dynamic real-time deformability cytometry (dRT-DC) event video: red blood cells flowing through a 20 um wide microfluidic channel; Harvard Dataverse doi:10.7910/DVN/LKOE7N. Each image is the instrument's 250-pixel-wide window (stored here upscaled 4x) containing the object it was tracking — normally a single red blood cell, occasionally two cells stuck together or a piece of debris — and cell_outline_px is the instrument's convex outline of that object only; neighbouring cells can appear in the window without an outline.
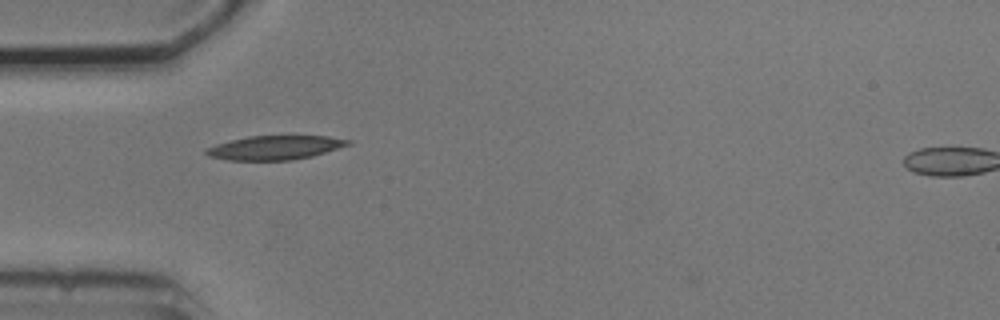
{"species": "common noctule bat (a hibernating species)", "species_latin": "Nyctalus noctula", "temperature_condition": "cold", "stored_images_in_passage": 4, "camera_frame_rate_fps": 3000, "um_per_image_px": 0.085, "animal": {"sex": "male", "body_mass_g": 20.5, "forearm_length_mm": 52.5}, "frame": {"image": 1, "passage_image": 3, "time_ms": 3.333, "image_size_px": [1000, 320], "cell_outline_px": [[352, 144], [312, 156], [292, 160], [228, 160], [208, 156], [204, 152], [204, 148], [216, 144], [248, 136], [328, 136], [352, 140]], "centroid_in_image_um": [23.37, 12.55], "position_along_channel_um": 61.6, "area_um2": 19.88}}
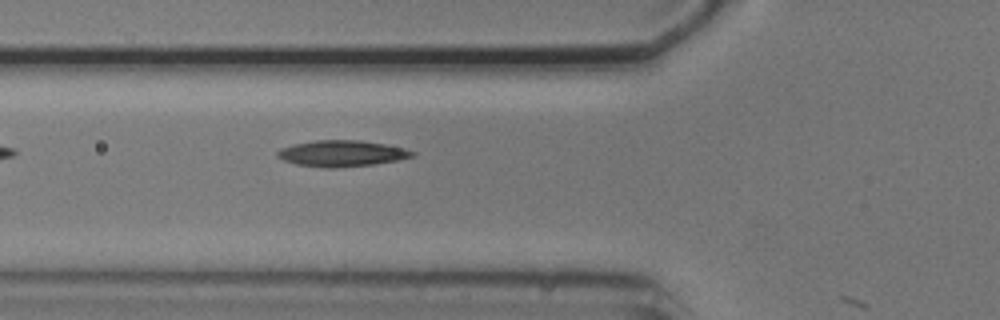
{"frame": {"image": 2, "passage_image": 4, "time_ms": 4.333, "image_size_px": [1000, 320], "cell_outline_px": [[416, 156], [396, 160], [372, 164], [336, 168], [324, 168], [296, 164], [284, 160], [276, 156], [276, 152], [280, 148], [292, 144], [316, 140], [360, 140], [384, 144], [404, 148], [416, 152]], "centroid_in_image_um": [29.02, 13.04], "position_along_channel_um": 96.8, "area_um2": 20.58}}